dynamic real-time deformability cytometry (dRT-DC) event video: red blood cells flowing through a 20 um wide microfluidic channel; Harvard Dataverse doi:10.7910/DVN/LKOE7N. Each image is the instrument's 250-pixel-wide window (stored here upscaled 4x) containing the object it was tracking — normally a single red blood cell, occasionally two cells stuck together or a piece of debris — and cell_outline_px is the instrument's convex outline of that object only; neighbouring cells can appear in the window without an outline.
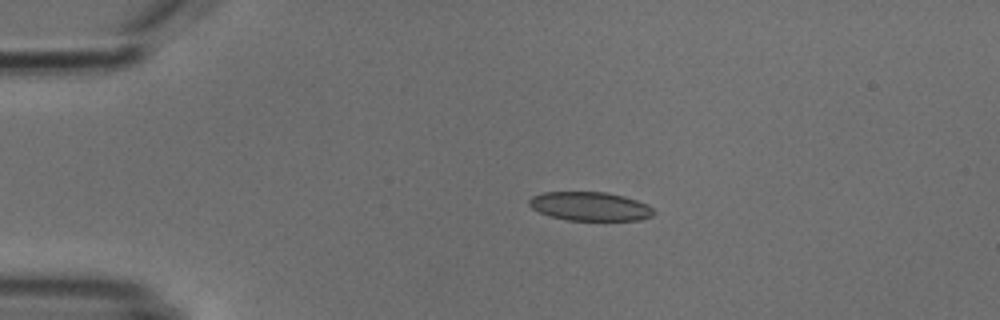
{"species": "common noctule bat (a hibernating species)", "species_latin": "Nyctalus noctula", "temperature_condition": "cold", "stored_images_in_passage": 2, "camera_frame_rate_fps": 3000, "um_per_image_px": 0.085, "animal": {"sex": "male", "body_mass_g": 18.8}, "frame": {"image": 1, "passage_image": 1, "time_ms": 0.0, "image_size_px": [1000, 320], "cell_outline_px": [[656, 212], [652, 216], [640, 220], [568, 220], [552, 216], [540, 212], [532, 208], [528, 204], [528, 200], [532, 196], [544, 192], [604, 192], [624, 196], [648, 204]], "centroid_in_image_um": [50.17, 17.53], "position_along_channel_um": 34.8, "area_um2": 20.87}}